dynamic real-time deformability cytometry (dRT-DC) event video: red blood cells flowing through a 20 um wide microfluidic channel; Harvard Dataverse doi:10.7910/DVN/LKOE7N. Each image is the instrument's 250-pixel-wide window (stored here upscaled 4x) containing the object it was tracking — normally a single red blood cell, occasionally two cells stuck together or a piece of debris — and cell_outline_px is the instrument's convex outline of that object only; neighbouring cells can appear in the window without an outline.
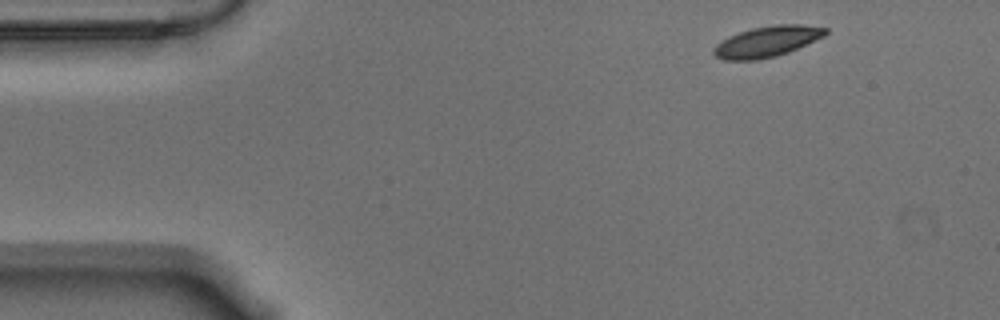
{"species": "Egyptian fruit bat (a non-hibernating species)", "species_latin": "Rousettus aegyptiacus", "temperature_condition": "warm", "stored_images_in_passage": 52, "camera_frame_rate_fps": 3000, "um_per_image_px": 0.085, "animal": {"sex": "male"}, "frame": {"image": 1, "passage_image": 1, "time_ms": 0.0, "image_size_px": [1000, 320], "cell_outline_px": [[828, 32], [824, 36], [788, 52], [776, 56], [756, 60], [724, 60], [716, 56], [712, 52], [712, 48], [716, 44], [728, 36], [752, 28], [772, 24], [804, 24], [828, 28]], "centroid_in_image_um": [65.19, 3.52], "position_along_channel_um": 19.8, "area_um2": 20.11}}
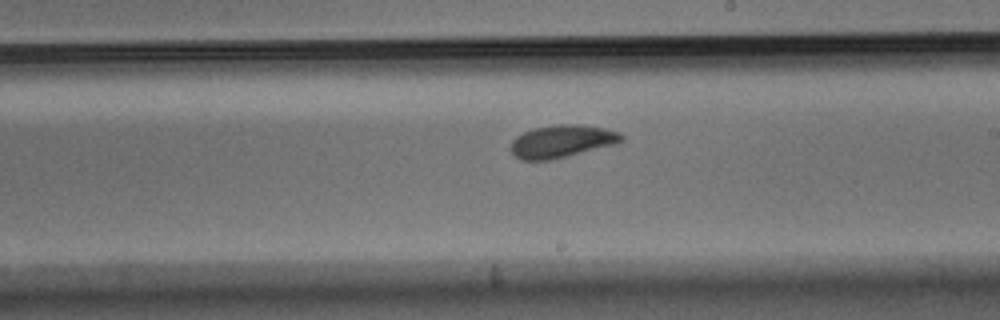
{"frame": {"image": 2, "passage_image": 27, "time_ms": 8.667, "image_size_px": [1000, 320], "cell_outline_px": [[624, 140], [616, 144], [552, 160], [520, 160], [508, 148], [512, 140], [516, 136], [532, 128], [556, 124], [580, 124], [604, 128], [620, 132], [624, 136]], "centroid_in_image_um": [47.75, 12.01], "position_along_channel_um": 241.3, "area_um2": 21.33}}
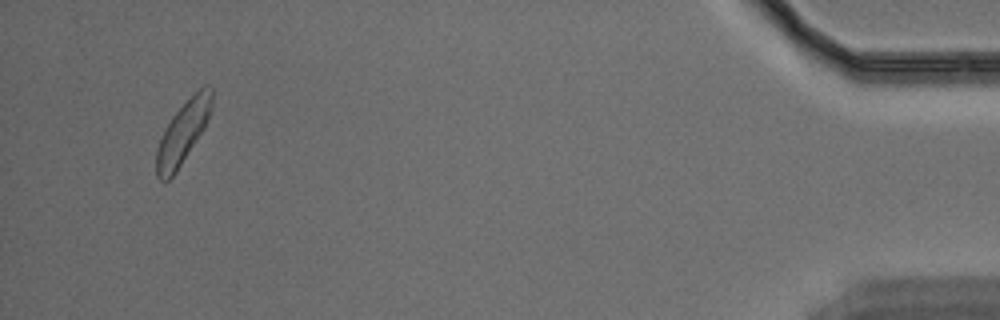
{"frame": {"image": 3, "passage_image": 49, "time_ms": 16.0, "image_size_px": [1000, 320], "cell_outline_px": [[212, 108], [204, 128], [176, 172], [168, 180], [160, 180], [156, 176], [156, 148], [160, 136], [164, 128], [172, 116], [204, 84], [208, 84], [212, 88]], "centroid_in_image_um": [15.53, 11.27], "position_along_channel_um": 419.7, "area_um2": 19.88}, "authors_computed_cell_mechanics": {"area_um2": 20.3745, "velocity_mm_per_s": 3.5024, "shape_relaxation_time_tau1_ms": 6.1421, "shape_relaxation_time_tau2_ms": 8.0881, "deformation_change_tau1": 0.155, "deformation_change_tau2": 0.1214}}